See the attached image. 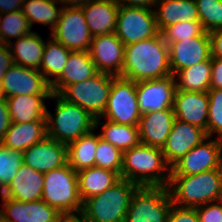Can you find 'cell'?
Returning a JSON list of instances; mask_svg holds the SVG:
<instances>
[{"label":"cell","instance_id":"cell-34","mask_svg":"<svg viewBox=\"0 0 222 222\" xmlns=\"http://www.w3.org/2000/svg\"><path fill=\"white\" fill-rule=\"evenodd\" d=\"M60 3L56 0H25L22 5V12L26 16L29 25L43 24L50 26L52 30L60 17L62 7H57Z\"/></svg>","mask_w":222,"mask_h":222},{"label":"cell","instance_id":"cell-20","mask_svg":"<svg viewBox=\"0 0 222 222\" xmlns=\"http://www.w3.org/2000/svg\"><path fill=\"white\" fill-rule=\"evenodd\" d=\"M173 111L175 118L203 129L207 134L209 97L207 92L175 90Z\"/></svg>","mask_w":222,"mask_h":222},{"label":"cell","instance_id":"cell-14","mask_svg":"<svg viewBox=\"0 0 222 222\" xmlns=\"http://www.w3.org/2000/svg\"><path fill=\"white\" fill-rule=\"evenodd\" d=\"M1 200L0 218L5 222H60L64 216L42 199L22 202L2 197Z\"/></svg>","mask_w":222,"mask_h":222},{"label":"cell","instance_id":"cell-47","mask_svg":"<svg viewBox=\"0 0 222 222\" xmlns=\"http://www.w3.org/2000/svg\"><path fill=\"white\" fill-rule=\"evenodd\" d=\"M121 6L154 9L157 0H115Z\"/></svg>","mask_w":222,"mask_h":222},{"label":"cell","instance_id":"cell-13","mask_svg":"<svg viewBox=\"0 0 222 222\" xmlns=\"http://www.w3.org/2000/svg\"><path fill=\"white\" fill-rule=\"evenodd\" d=\"M176 80L173 75L136 82V97L141 114L173 108Z\"/></svg>","mask_w":222,"mask_h":222},{"label":"cell","instance_id":"cell-19","mask_svg":"<svg viewBox=\"0 0 222 222\" xmlns=\"http://www.w3.org/2000/svg\"><path fill=\"white\" fill-rule=\"evenodd\" d=\"M23 162L41 173L63 167L68 164L67 145L46 137L23 152Z\"/></svg>","mask_w":222,"mask_h":222},{"label":"cell","instance_id":"cell-23","mask_svg":"<svg viewBox=\"0 0 222 222\" xmlns=\"http://www.w3.org/2000/svg\"><path fill=\"white\" fill-rule=\"evenodd\" d=\"M44 173L35 171L24 163L16 176L3 191V197L13 198L22 202H33L42 199Z\"/></svg>","mask_w":222,"mask_h":222},{"label":"cell","instance_id":"cell-28","mask_svg":"<svg viewBox=\"0 0 222 222\" xmlns=\"http://www.w3.org/2000/svg\"><path fill=\"white\" fill-rule=\"evenodd\" d=\"M46 41L36 31L12 41L8 44L14 64L26 68L40 70Z\"/></svg>","mask_w":222,"mask_h":222},{"label":"cell","instance_id":"cell-5","mask_svg":"<svg viewBox=\"0 0 222 222\" xmlns=\"http://www.w3.org/2000/svg\"><path fill=\"white\" fill-rule=\"evenodd\" d=\"M139 187L121 178L102 194L86 199L81 215L87 222H124L132 197Z\"/></svg>","mask_w":222,"mask_h":222},{"label":"cell","instance_id":"cell-6","mask_svg":"<svg viewBox=\"0 0 222 222\" xmlns=\"http://www.w3.org/2000/svg\"><path fill=\"white\" fill-rule=\"evenodd\" d=\"M42 200L64 216L81 214L77 172L69 164L44 173Z\"/></svg>","mask_w":222,"mask_h":222},{"label":"cell","instance_id":"cell-22","mask_svg":"<svg viewBox=\"0 0 222 222\" xmlns=\"http://www.w3.org/2000/svg\"><path fill=\"white\" fill-rule=\"evenodd\" d=\"M80 7L93 37L115 32L120 7L115 0H92Z\"/></svg>","mask_w":222,"mask_h":222},{"label":"cell","instance_id":"cell-43","mask_svg":"<svg viewBox=\"0 0 222 222\" xmlns=\"http://www.w3.org/2000/svg\"><path fill=\"white\" fill-rule=\"evenodd\" d=\"M14 64L8 44L0 43V83L7 70Z\"/></svg>","mask_w":222,"mask_h":222},{"label":"cell","instance_id":"cell-44","mask_svg":"<svg viewBox=\"0 0 222 222\" xmlns=\"http://www.w3.org/2000/svg\"><path fill=\"white\" fill-rule=\"evenodd\" d=\"M211 67L210 89H222V58L211 57Z\"/></svg>","mask_w":222,"mask_h":222},{"label":"cell","instance_id":"cell-24","mask_svg":"<svg viewBox=\"0 0 222 222\" xmlns=\"http://www.w3.org/2000/svg\"><path fill=\"white\" fill-rule=\"evenodd\" d=\"M97 73L89 51H71L61 75L50 85L51 91L59 94L67 85L88 80Z\"/></svg>","mask_w":222,"mask_h":222},{"label":"cell","instance_id":"cell-2","mask_svg":"<svg viewBox=\"0 0 222 222\" xmlns=\"http://www.w3.org/2000/svg\"><path fill=\"white\" fill-rule=\"evenodd\" d=\"M171 167L161 148L140 143L123 152L121 178L140 187H167Z\"/></svg>","mask_w":222,"mask_h":222},{"label":"cell","instance_id":"cell-9","mask_svg":"<svg viewBox=\"0 0 222 222\" xmlns=\"http://www.w3.org/2000/svg\"><path fill=\"white\" fill-rule=\"evenodd\" d=\"M141 115L136 97V82L115 76L106 109L100 118L116 124L138 126Z\"/></svg>","mask_w":222,"mask_h":222},{"label":"cell","instance_id":"cell-33","mask_svg":"<svg viewBox=\"0 0 222 222\" xmlns=\"http://www.w3.org/2000/svg\"><path fill=\"white\" fill-rule=\"evenodd\" d=\"M70 52L71 50L64 47L51 36L45 43L39 71L50 85L61 75Z\"/></svg>","mask_w":222,"mask_h":222},{"label":"cell","instance_id":"cell-48","mask_svg":"<svg viewBox=\"0 0 222 222\" xmlns=\"http://www.w3.org/2000/svg\"><path fill=\"white\" fill-rule=\"evenodd\" d=\"M25 0H0V15L21 10Z\"/></svg>","mask_w":222,"mask_h":222},{"label":"cell","instance_id":"cell-27","mask_svg":"<svg viewBox=\"0 0 222 222\" xmlns=\"http://www.w3.org/2000/svg\"><path fill=\"white\" fill-rule=\"evenodd\" d=\"M51 95H16L6 98L11 122L46 121V104Z\"/></svg>","mask_w":222,"mask_h":222},{"label":"cell","instance_id":"cell-17","mask_svg":"<svg viewBox=\"0 0 222 222\" xmlns=\"http://www.w3.org/2000/svg\"><path fill=\"white\" fill-rule=\"evenodd\" d=\"M169 65L174 76L178 71L207 61L212 57L210 36L190 37L171 43Z\"/></svg>","mask_w":222,"mask_h":222},{"label":"cell","instance_id":"cell-15","mask_svg":"<svg viewBox=\"0 0 222 222\" xmlns=\"http://www.w3.org/2000/svg\"><path fill=\"white\" fill-rule=\"evenodd\" d=\"M125 45L115 32L94 36L89 54L98 72L122 76Z\"/></svg>","mask_w":222,"mask_h":222},{"label":"cell","instance_id":"cell-16","mask_svg":"<svg viewBox=\"0 0 222 222\" xmlns=\"http://www.w3.org/2000/svg\"><path fill=\"white\" fill-rule=\"evenodd\" d=\"M2 88L6 98L16 95H51L50 84L39 70L13 64L5 73Z\"/></svg>","mask_w":222,"mask_h":222},{"label":"cell","instance_id":"cell-32","mask_svg":"<svg viewBox=\"0 0 222 222\" xmlns=\"http://www.w3.org/2000/svg\"><path fill=\"white\" fill-rule=\"evenodd\" d=\"M212 76L211 59L178 71L174 77L176 90L208 92Z\"/></svg>","mask_w":222,"mask_h":222},{"label":"cell","instance_id":"cell-45","mask_svg":"<svg viewBox=\"0 0 222 222\" xmlns=\"http://www.w3.org/2000/svg\"><path fill=\"white\" fill-rule=\"evenodd\" d=\"M11 124L7 101H0V142Z\"/></svg>","mask_w":222,"mask_h":222},{"label":"cell","instance_id":"cell-18","mask_svg":"<svg viewBox=\"0 0 222 222\" xmlns=\"http://www.w3.org/2000/svg\"><path fill=\"white\" fill-rule=\"evenodd\" d=\"M207 137L203 129L175 119L166 143L162 147L167 164L172 167L190 149L200 144Z\"/></svg>","mask_w":222,"mask_h":222},{"label":"cell","instance_id":"cell-41","mask_svg":"<svg viewBox=\"0 0 222 222\" xmlns=\"http://www.w3.org/2000/svg\"><path fill=\"white\" fill-rule=\"evenodd\" d=\"M200 222H222V201L210 202L195 207Z\"/></svg>","mask_w":222,"mask_h":222},{"label":"cell","instance_id":"cell-39","mask_svg":"<svg viewBox=\"0 0 222 222\" xmlns=\"http://www.w3.org/2000/svg\"><path fill=\"white\" fill-rule=\"evenodd\" d=\"M123 152L111 143L98 140L95 155V166L117 172L121 177Z\"/></svg>","mask_w":222,"mask_h":222},{"label":"cell","instance_id":"cell-40","mask_svg":"<svg viewBox=\"0 0 222 222\" xmlns=\"http://www.w3.org/2000/svg\"><path fill=\"white\" fill-rule=\"evenodd\" d=\"M209 111L207 121V136L221 139L222 138V89H210ZM216 133V134H214Z\"/></svg>","mask_w":222,"mask_h":222},{"label":"cell","instance_id":"cell-46","mask_svg":"<svg viewBox=\"0 0 222 222\" xmlns=\"http://www.w3.org/2000/svg\"><path fill=\"white\" fill-rule=\"evenodd\" d=\"M211 39L212 57L222 58V29L209 33Z\"/></svg>","mask_w":222,"mask_h":222},{"label":"cell","instance_id":"cell-8","mask_svg":"<svg viewBox=\"0 0 222 222\" xmlns=\"http://www.w3.org/2000/svg\"><path fill=\"white\" fill-rule=\"evenodd\" d=\"M172 204L167 187H139L124 222H167Z\"/></svg>","mask_w":222,"mask_h":222},{"label":"cell","instance_id":"cell-10","mask_svg":"<svg viewBox=\"0 0 222 222\" xmlns=\"http://www.w3.org/2000/svg\"><path fill=\"white\" fill-rule=\"evenodd\" d=\"M49 36L71 51H89L93 39L82 8L77 6H63Z\"/></svg>","mask_w":222,"mask_h":222},{"label":"cell","instance_id":"cell-37","mask_svg":"<svg viewBox=\"0 0 222 222\" xmlns=\"http://www.w3.org/2000/svg\"><path fill=\"white\" fill-rule=\"evenodd\" d=\"M160 33L168 46L171 43L190 37L210 36L209 33L204 30L199 20L180 21L179 23L164 28Z\"/></svg>","mask_w":222,"mask_h":222},{"label":"cell","instance_id":"cell-7","mask_svg":"<svg viewBox=\"0 0 222 222\" xmlns=\"http://www.w3.org/2000/svg\"><path fill=\"white\" fill-rule=\"evenodd\" d=\"M114 77L98 72L88 80L67 85L59 95L67 102L85 109L94 118H99L106 109Z\"/></svg>","mask_w":222,"mask_h":222},{"label":"cell","instance_id":"cell-21","mask_svg":"<svg viewBox=\"0 0 222 222\" xmlns=\"http://www.w3.org/2000/svg\"><path fill=\"white\" fill-rule=\"evenodd\" d=\"M175 119L173 108L142 114L138 124L140 142L162 149Z\"/></svg>","mask_w":222,"mask_h":222},{"label":"cell","instance_id":"cell-50","mask_svg":"<svg viewBox=\"0 0 222 222\" xmlns=\"http://www.w3.org/2000/svg\"><path fill=\"white\" fill-rule=\"evenodd\" d=\"M60 222H87V220L80 215H66L63 216Z\"/></svg>","mask_w":222,"mask_h":222},{"label":"cell","instance_id":"cell-1","mask_svg":"<svg viewBox=\"0 0 222 222\" xmlns=\"http://www.w3.org/2000/svg\"><path fill=\"white\" fill-rule=\"evenodd\" d=\"M170 75L169 47L161 33L125 46L122 77L139 82Z\"/></svg>","mask_w":222,"mask_h":222},{"label":"cell","instance_id":"cell-3","mask_svg":"<svg viewBox=\"0 0 222 222\" xmlns=\"http://www.w3.org/2000/svg\"><path fill=\"white\" fill-rule=\"evenodd\" d=\"M173 205L195 208L222 196V168L188 176H170L167 186Z\"/></svg>","mask_w":222,"mask_h":222},{"label":"cell","instance_id":"cell-42","mask_svg":"<svg viewBox=\"0 0 222 222\" xmlns=\"http://www.w3.org/2000/svg\"><path fill=\"white\" fill-rule=\"evenodd\" d=\"M167 222H200L196 208L171 206Z\"/></svg>","mask_w":222,"mask_h":222},{"label":"cell","instance_id":"cell-29","mask_svg":"<svg viewBox=\"0 0 222 222\" xmlns=\"http://www.w3.org/2000/svg\"><path fill=\"white\" fill-rule=\"evenodd\" d=\"M77 179L79 195L84 202L90 197L102 194L116 184L121 177L117 172L93 166L78 171Z\"/></svg>","mask_w":222,"mask_h":222},{"label":"cell","instance_id":"cell-35","mask_svg":"<svg viewBox=\"0 0 222 222\" xmlns=\"http://www.w3.org/2000/svg\"><path fill=\"white\" fill-rule=\"evenodd\" d=\"M31 31L32 28L22 10L0 15V43L9 44L11 39H19Z\"/></svg>","mask_w":222,"mask_h":222},{"label":"cell","instance_id":"cell-25","mask_svg":"<svg viewBox=\"0 0 222 222\" xmlns=\"http://www.w3.org/2000/svg\"><path fill=\"white\" fill-rule=\"evenodd\" d=\"M46 137V121L11 122L0 143L11 150L24 152L32 145L43 141Z\"/></svg>","mask_w":222,"mask_h":222},{"label":"cell","instance_id":"cell-11","mask_svg":"<svg viewBox=\"0 0 222 222\" xmlns=\"http://www.w3.org/2000/svg\"><path fill=\"white\" fill-rule=\"evenodd\" d=\"M159 33L154 9L120 5L115 34L125 46Z\"/></svg>","mask_w":222,"mask_h":222},{"label":"cell","instance_id":"cell-51","mask_svg":"<svg viewBox=\"0 0 222 222\" xmlns=\"http://www.w3.org/2000/svg\"><path fill=\"white\" fill-rule=\"evenodd\" d=\"M6 100V96L4 94L2 84L0 83V101Z\"/></svg>","mask_w":222,"mask_h":222},{"label":"cell","instance_id":"cell-31","mask_svg":"<svg viewBox=\"0 0 222 222\" xmlns=\"http://www.w3.org/2000/svg\"><path fill=\"white\" fill-rule=\"evenodd\" d=\"M99 126H102L100 137L122 152L141 143L138 126L116 124L108 120L104 123L100 117L95 118V129L97 130Z\"/></svg>","mask_w":222,"mask_h":222},{"label":"cell","instance_id":"cell-4","mask_svg":"<svg viewBox=\"0 0 222 222\" xmlns=\"http://www.w3.org/2000/svg\"><path fill=\"white\" fill-rule=\"evenodd\" d=\"M55 100V114L46 108L47 137L68 145L80 136L95 129V118L80 106L67 102L59 94L52 93Z\"/></svg>","mask_w":222,"mask_h":222},{"label":"cell","instance_id":"cell-38","mask_svg":"<svg viewBox=\"0 0 222 222\" xmlns=\"http://www.w3.org/2000/svg\"><path fill=\"white\" fill-rule=\"evenodd\" d=\"M199 21L204 30L210 33L222 29V0H195Z\"/></svg>","mask_w":222,"mask_h":222},{"label":"cell","instance_id":"cell-52","mask_svg":"<svg viewBox=\"0 0 222 222\" xmlns=\"http://www.w3.org/2000/svg\"><path fill=\"white\" fill-rule=\"evenodd\" d=\"M0 197L2 198L3 197V191L0 189ZM1 210V208H0Z\"/></svg>","mask_w":222,"mask_h":222},{"label":"cell","instance_id":"cell-30","mask_svg":"<svg viewBox=\"0 0 222 222\" xmlns=\"http://www.w3.org/2000/svg\"><path fill=\"white\" fill-rule=\"evenodd\" d=\"M96 129L67 145L68 164L76 172L95 166V155L100 134Z\"/></svg>","mask_w":222,"mask_h":222},{"label":"cell","instance_id":"cell-36","mask_svg":"<svg viewBox=\"0 0 222 222\" xmlns=\"http://www.w3.org/2000/svg\"><path fill=\"white\" fill-rule=\"evenodd\" d=\"M23 152L11 150L0 143V189L4 191L23 164Z\"/></svg>","mask_w":222,"mask_h":222},{"label":"cell","instance_id":"cell-49","mask_svg":"<svg viewBox=\"0 0 222 222\" xmlns=\"http://www.w3.org/2000/svg\"><path fill=\"white\" fill-rule=\"evenodd\" d=\"M57 2H59L62 5L64 6H77V7H80L84 4H86L87 2H90L92 0H56Z\"/></svg>","mask_w":222,"mask_h":222},{"label":"cell","instance_id":"cell-12","mask_svg":"<svg viewBox=\"0 0 222 222\" xmlns=\"http://www.w3.org/2000/svg\"><path fill=\"white\" fill-rule=\"evenodd\" d=\"M220 139L207 137L171 167L170 176H188L222 168Z\"/></svg>","mask_w":222,"mask_h":222},{"label":"cell","instance_id":"cell-26","mask_svg":"<svg viewBox=\"0 0 222 222\" xmlns=\"http://www.w3.org/2000/svg\"><path fill=\"white\" fill-rule=\"evenodd\" d=\"M154 12L159 32L180 21L199 20L195 0H157Z\"/></svg>","mask_w":222,"mask_h":222},{"label":"cell","instance_id":"cell-53","mask_svg":"<svg viewBox=\"0 0 222 222\" xmlns=\"http://www.w3.org/2000/svg\"><path fill=\"white\" fill-rule=\"evenodd\" d=\"M220 142H221V150H222V138L220 139ZM221 155H222V153H221Z\"/></svg>","mask_w":222,"mask_h":222}]
</instances>
